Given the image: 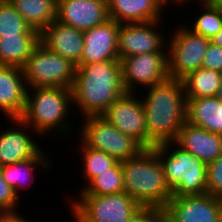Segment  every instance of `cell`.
<instances>
[{"label":"cell","mask_w":222,"mask_h":222,"mask_svg":"<svg viewBox=\"0 0 222 222\" xmlns=\"http://www.w3.org/2000/svg\"><path fill=\"white\" fill-rule=\"evenodd\" d=\"M176 29L167 42L168 73L171 79L181 80L202 67L210 39L193 33L187 24Z\"/></svg>","instance_id":"9c48e42d"},{"label":"cell","mask_w":222,"mask_h":222,"mask_svg":"<svg viewBox=\"0 0 222 222\" xmlns=\"http://www.w3.org/2000/svg\"><path fill=\"white\" fill-rule=\"evenodd\" d=\"M125 192L141 207L164 209L172 198L163 167L151 149H143L136 157L121 161Z\"/></svg>","instance_id":"3957f363"},{"label":"cell","mask_w":222,"mask_h":222,"mask_svg":"<svg viewBox=\"0 0 222 222\" xmlns=\"http://www.w3.org/2000/svg\"><path fill=\"white\" fill-rule=\"evenodd\" d=\"M10 121L16 126L0 132V167L31 159L42 150L28 133L32 129L27 124L19 118ZM26 127L28 131H25Z\"/></svg>","instance_id":"2e32d148"},{"label":"cell","mask_w":222,"mask_h":222,"mask_svg":"<svg viewBox=\"0 0 222 222\" xmlns=\"http://www.w3.org/2000/svg\"><path fill=\"white\" fill-rule=\"evenodd\" d=\"M210 43L222 47V29L212 38H210Z\"/></svg>","instance_id":"e575fe53"},{"label":"cell","mask_w":222,"mask_h":222,"mask_svg":"<svg viewBox=\"0 0 222 222\" xmlns=\"http://www.w3.org/2000/svg\"><path fill=\"white\" fill-rule=\"evenodd\" d=\"M19 200L13 188L3 179L0 167V213L16 212Z\"/></svg>","instance_id":"4dcf8cb0"},{"label":"cell","mask_w":222,"mask_h":222,"mask_svg":"<svg viewBox=\"0 0 222 222\" xmlns=\"http://www.w3.org/2000/svg\"><path fill=\"white\" fill-rule=\"evenodd\" d=\"M167 4L165 0H107L109 19L119 24L161 20Z\"/></svg>","instance_id":"d6986e66"},{"label":"cell","mask_w":222,"mask_h":222,"mask_svg":"<svg viewBox=\"0 0 222 222\" xmlns=\"http://www.w3.org/2000/svg\"><path fill=\"white\" fill-rule=\"evenodd\" d=\"M122 81L126 92L138 87L149 88L169 79L168 52H151L128 56L120 60ZM140 85V86H139ZM136 87V89H135Z\"/></svg>","instance_id":"8fae6325"},{"label":"cell","mask_w":222,"mask_h":222,"mask_svg":"<svg viewBox=\"0 0 222 222\" xmlns=\"http://www.w3.org/2000/svg\"><path fill=\"white\" fill-rule=\"evenodd\" d=\"M141 93L125 92L101 115L120 132L132 137L144 149L155 145L149 140L145 120V109L139 98Z\"/></svg>","instance_id":"30bf717a"},{"label":"cell","mask_w":222,"mask_h":222,"mask_svg":"<svg viewBox=\"0 0 222 222\" xmlns=\"http://www.w3.org/2000/svg\"><path fill=\"white\" fill-rule=\"evenodd\" d=\"M79 149H81L82 155L83 177L88 183L98 174L111 169L118 162L107 153L87 147L83 142Z\"/></svg>","instance_id":"f1b7e54d"},{"label":"cell","mask_w":222,"mask_h":222,"mask_svg":"<svg viewBox=\"0 0 222 222\" xmlns=\"http://www.w3.org/2000/svg\"><path fill=\"white\" fill-rule=\"evenodd\" d=\"M10 36H40L16 11L11 2L0 0V38Z\"/></svg>","instance_id":"4316f807"},{"label":"cell","mask_w":222,"mask_h":222,"mask_svg":"<svg viewBox=\"0 0 222 222\" xmlns=\"http://www.w3.org/2000/svg\"><path fill=\"white\" fill-rule=\"evenodd\" d=\"M45 154L46 153L41 150L35 157L31 159L1 166L3 179L13 188L18 198L20 197V190L22 188L25 190L24 187L27 185H29L27 187H30L31 181L35 179L34 177H36V174H33L34 170L41 169L42 171H46V169L48 170L52 166L51 164L53 160L50 161L49 155L47 157Z\"/></svg>","instance_id":"7402d4cb"},{"label":"cell","mask_w":222,"mask_h":222,"mask_svg":"<svg viewBox=\"0 0 222 222\" xmlns=\"http://www.w3.org/2000/svg\"><path fill=\"white\" fill-rule=\"evenodd\" d=\"M202 67L222 73V47L209 43Z\"/></svg>","instance_id":"1f68e13d"},{"label":"cell","mask_w":222,"mask_h":222,"mask_svg":"<svg viewBox=\"0 0 222 222\" xmlns=\"http://www.w3.org/2000/svg\"><path fill=\"white\" fill-rule=\"evenodd\" d=\"M69 201H72L68 203L75 222H127L141 208L126 192L79 195Z\"/></svg>","instance_id":"52a82bcc"},{"label":"cell","mask_w":222,"mask_h":222,"mask_svg":"<svg viewBox=\"0 0 222 222\" xmlns=\"http://www.w3.org/2000/svg\"><path fill=\"white\" fill-rule=\"evenodd\" d=\"M109 19L107 0H58L56 21L85 31Z\"/></svg>","instance_id":"9a60e30c"},{"label":"cell","mask_w":222,"mask_h":222,"mask_svg":"<svg viewBox=\"0 0 222 222\" xmlns=\"http://www.w3.org/2000/svg\"><path fill=\"white\" fill-rule=\"evenodd\" d=\"M77 195H110L125 192L121 162L94 177Z\"/></svg>","instance_id":"484cf974"},{"label":"cell","mask_w":222,"mask_h":222,"mask_svg":"<svg viewBox=\"0 0 222 222\" xmlns=\"http://www.w3.org/2000/svg\"><path fill=\"white\" fill-rule=\"evenodd\" d=\"M141 98L149 140L155 145L175 142L186 123L187 100L180 79H167L145 89Z\"/></svg>","instance_id":"6da1fadb"},{"label":"cell","mask_w":222,"mask_h":222,"mask_svg":"<svg viewBox=\"0 0 222 222\" xmlns=\"http://www.w3.org/2000/svg\"><path fill=\"white\" fill-rule=\"evenodd\" d=\"M198 3L199 6L204 7L202 10L200 9L203 12L198 15L193 24L190 22L192 26L188 25V29L210 39L222 29L219 7L206 0H199Z\"/></svg>","instance_id":"83f0119b"},{"label":"cell","mask_w":222,"mask_h":222,"mask_svg":"<svg viewBox=\"0 0 222 222\" xmlns=\"http://www.w3.org/2000/svg\"><path fill=\"white\" fill-rule=\"evenodd\" d=\"M78 135L87 147L100 150L121 162L136 157L144 148L132 137L120 132L103 116L83 118Z\"/></svg>","instance_id":"ba28073f"},{"label":"cell","mask_w":222,"mask_h":222,"mask_svg":"<svg viewBox=\"0 0 222 222\" xmlns=\"http://www.w3.org/2000/svg\"><path fill=\"white\" fill-rule=\"evenodd\" d=\"M27 88L22 68L0 65V111L6 119L21 117L25 109Z\"/></svg>","instance_id":"ac0fdd59"},{"label":"cell","mask_w":222,"mask_h":222,"mask_svg":"<svg viewBox=\"0 0 222 222\" xmlns=\"http://www.w3.org/2000/svg\"><path fill=\"white\" fill-rule=\"evenodd\" d=\"M40 43L75 65L81 61L84 48L83 31L70 25L53 21L40 33Z\"/></svg>","instance_id":"e0dca14e"},{"label":"cell","mask_w":222,"mask_h":222,"mask_svg":"<svg viewBox=\"0 0 222 222\" xmlns=\"http://www.w3.org/2000/svg\"><path fill=\"white\" fill-rule=\"evenodd\" d=\"M208 1L209 3H212V4H220L222 3V0H206Z\"/></svg>","instance_id":"74e56055"},{"label":"cell","mask_w":222,"mask_h":222,"mask_svg":"<svg viewBox=\"0 0 222 222\" xmlns=\"http://www.w3.org/2000/svg\"><path fill=\"white\" fill-rule=\"evenodd\" d=\"M207 192L222 200V154L206 167Z\"/></svg>","instance_id":"f546056e"},{"label":"cell","mask_w":222,"mask_h":222,"mask_svg":"<svg viewBox=\"0 0 222 222\" xmlns=\"http://www.w3.org/2000/svg\"><path fill=\"white\" fill-rule=\"evenodd\" d=\"M76 66L71 87L72 100L83 117L101 116L109 105L126 92L120 60Z\"/></svg>","instance_id":"7a4b0ae2"},{"label":"cell","mask_w":222,"mask_h":222,"mask_svg":"<svg viewBox=\"0 0 222 222\" xmlns=\"http://www.w3.org/2000/svg\"><path fill=\"white\" fill-rule=\"evenodd\" d=\"M216 97L222 102V84H221L220 89L218 90Z\"/></svg>","instance_id":"8d00e7d4"},{"label":"cell","mask_w":222,"mask_h":222,"mask_svg":"<svg viewBox=\"0 0 222 222\" xmlns=\"http://www.w3.org/2000/svg\"><path fill=\"white\" fill-rule=\"evenodd\" d=\"M77 66L39 43L22 67L28 88L65 87L71 89Z\"/></svg>","instance_id":"8992f818"},{"label":"cell","mask_w":222,"mask_h":222,"mask_svg":"<svg viewBox=\"0 0 222 222\" xmlns=\"http://www.w3.org/2000/svg\"><path fill=\"white\" fill-rule=\"evenodd\" d=\"M173 1H174V2H173ZM196 1H197V0H196ZM172 2L174 3V5H175V3H176V4L179 3L180 5H182V3H186V2H187L186 4H188V2H190V0H167V3H168L169 6H170V4H171Z\"/></svg>","instance_id":"d590c367"},{"label":"cell","mask_w":222,"mask_h":222,"mask_svg":"<svg viewBox=\"0 0 222 222\" xmlns=\"http://www.w3.org/2000/svg\"><path fill=\"white\" fill-rule=\"evenodd\" d=\"M118 29L119 23L108 19L98 26L83 31L84 48L81 61L77 65L119 60Z\"/></svg>","instance_id":"5bb4252c"},{"label":"cell","mask_w":222,"mask_h":222,"mask_svg":"<svg viewBox=\"0 0 222 222\" xmlns=\"http://www.w3.org/2000/svg\"><path fill=\"white\" fill-rule=\"evenodd\" d=\"M186 100L200 97H215L222 84V73L204 67L188 73L181 79Z\"/></svg>","instance_id":"cb8c5ba5"},{"label":"cell","mask_w":222,"mask_h":222,"mask_svg":"<svg viewBox=\"0 0 222 222\" xmlns=\"http://www.w3.org/2000/svg\"><path fill=\"white\" fill-rule=\"evenodd\" d=\"M160 21L162 20L119 24L117 47L119 60L138 54L168 52L166 48L168 40L165 37L167 35L164 32L161 33L160 26L164 24Z\"/></svg>","instance_id":"7c38bea8"},{"label":"cell","mask_w":222,"mask_h":222,"mask_svg":"<svg viewBox=\"0 0 222 222\" xmlns=\"http://www.w3.org/2000/svg\"><path fill=\"white\" fill-rule=\"evenodd\" d=\"M186 122L222 135V102L215 97L187 100Z\"/></svg>","instance_id":"44dd1931"},{"label":"cell","mask_w":222,"mask_h":222,"mask_svg":"<svg viewBox=\"0 0 222 222\" xmlns=\"http://www.w3.org/2000/svg\"><path fill=\"white\" fill-rule=\"evenodd\" d=\"M220 222H222V211H221V215H220Z\"/></svg>","instance_id":"ab89813d"},{"label":"cell","mask_w":222,"mask_h":222,"mask_svg":"<svg viewBox=\"0 0 222 222\" xmlns=\"http://www.w3.org/2000/svg\"><path fill=\"white\" fill-rule=\"evenodd\" d=\"M31 91V92H30ZM74 108L71 89L65 87L27 88L25 109L19 119L42 137L47 133H70L73 125L67 121ZM54 129V130H53ZM51 131V132H50Z\"/></svg>","instance_id":"277c9868"},{"label":"cell","mask_w":222,"mask_h":222,"mask_svg":"<svg viewBox=\"0 0 222 222\" xmlns=\"http://www.w3.org/2000/svg\"><path fill=\"white\" fill-rule=\"evenodd\" d=\"M164 210V222H220L222 200L206 193L172 196Z\"/></svg>","instance_id":"4fadbf2b"},{"label":"cell","mask_w":222,"mask_h":222,"mask_svg":"<svg viewBox=\"0 0 222 222\" xmlns=\"http://www.w3.org/2000/svg\"><path fill=\"white\" fill-rule=\"evenodd\" d=\"M39 43L40 36L0 38V65L22 68Z\"/></svg>","instance_id":"d4e9b609"},{"label":"cell","mask_w":222,"mask_h":222,"mask_svg":"<svg viewBox=\"0 0 222 222\" xmlns=\"http://www.w3.org/2000/svg\"><path fill=\"white\" fill-rule=\"evenodd\" d=\"M152 149L156 152L163 167L166 182L172 189V196L208 193L206 185L207 165L197 156L183 150L175 142L157 145Z\"/></svg>","instance_id":"5b68a950"},{"label":"cell","mask_w":222,"mask_h":222,"mask_svg":"<svg viewBox=\"0 0 222 222\" xmlns=\"http://www.w3.org/2000/svg\"><path fill=\"white\" fill-rule=\"evenodd\" d=\"M175 143L183 150L194 154L206 165L222 154V135L184 123Z\"/></svg>","instance_id":"ffe728a7"},{"label":"cell","mask_w":222,"mask_h":222,"mask_svg":"<svg viewBox=\"0 0 222 222\" xmlns=\"http://www.w3.org/2000/svg\"><path fill=\"white\" fill-rule=\"evenodd\" d=\"M58 0H11L16 11L26 23L41 33L57 18Z\"/></svg>","instance_id":"603a6c76"},{"label":"cell","mask_w":222,"mask_h":222,"mask_svg":"<svg viewBox=\"0 0 222 222\" xmlns=\"http://www.w3.org/2000/svg\"><path fill=\"white\" fill-rule=\"evenodd\" d=\"M127 222H164V210L157 207H141Z\"/></svg>","instance_id":"d6a6232c"},{"label":"cell","mask_w":222,"mask_h":222,"mask_svg":"<svg viewBox=\"0 0 222 222\" xmlns=\"http://www.w3.org/2000/svg\"><path fill=\"white\" fill-rule=\"evenodd\" d=\"M0 222H30L26 220L19 212L14 213H2L0 215Z\"/></svg>","instance_id":"836d02e7"},{"label":"cell","mask_w":222,"mask_h":222,"mask_svg":"<svg viewBox=\"0 0 222 222\" xmlns=\"http://www.w3.org/2000/svg\"><path fill=\"white\" fill-rule=\"evenodd\" d=\"M216 5L219 7L220 16H221V20H222V3L216 4Z\"/></svg>","instance_id":"f35d334b"}]
</instances>
